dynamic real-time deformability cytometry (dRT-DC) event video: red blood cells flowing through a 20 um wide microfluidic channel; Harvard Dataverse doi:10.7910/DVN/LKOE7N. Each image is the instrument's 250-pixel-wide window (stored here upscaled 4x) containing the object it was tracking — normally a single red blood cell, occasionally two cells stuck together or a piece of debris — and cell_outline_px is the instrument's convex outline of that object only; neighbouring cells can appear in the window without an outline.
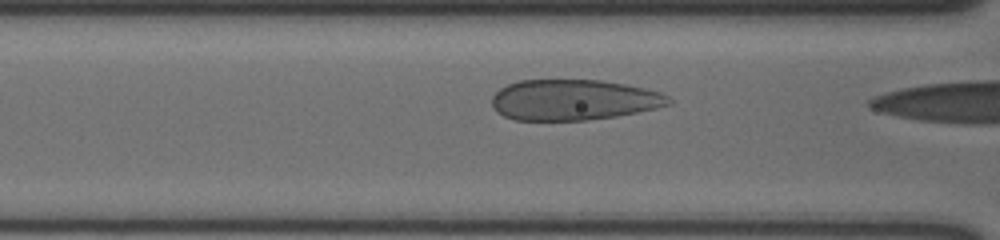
{"species": "human", "species_latin": "Homo sapiens", "temperature_condition": "cold", "stored_images_in_passage": 6, "camera_frame_rate_fps": 3000, "um_per_image_px": 0.085, "donor": {"sex": "male"}, "frame": {"image": 1, "passage_image": 5, "time_ms": 1.333, "image_size_px": [1000, 240], "cell_outline_px": [[672, 104], [656, 108], [616, 116], [584, 120], [516, 120], [504, 116], [496, 112], [492, 104], [492, 96], [500, 88], [508, 84], [520, 80], [600, 80], [624, 84], [660, 92], [668, 96], [672, 100]], "centroid_in_image_um": [48.74, 8.49], "position_along_channel_um": 117.9, "area_um2": 41.79}}